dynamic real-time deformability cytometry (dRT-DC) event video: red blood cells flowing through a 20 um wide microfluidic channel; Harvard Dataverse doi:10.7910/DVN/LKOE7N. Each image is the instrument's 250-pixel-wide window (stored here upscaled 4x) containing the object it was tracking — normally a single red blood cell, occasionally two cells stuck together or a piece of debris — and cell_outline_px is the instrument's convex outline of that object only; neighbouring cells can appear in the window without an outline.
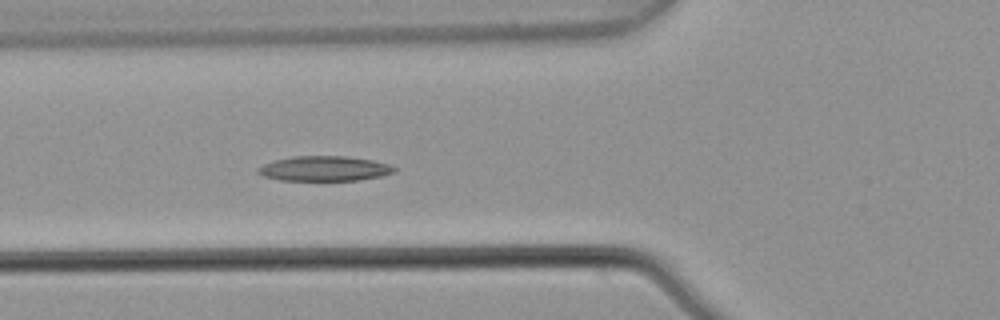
{"species": "common noctule bat (a hibernating species)", "species_latin": "Nyctalus noctula", "temperature_condition": "warm", "stored_images_in_passage": 5, "camera_frame_rate_fps": 3000, "um_per_image_px": 0.085, "animal": {"sex": "male", "body_mass_g": 21.5, "forearm_length_mm": 52.0}, "frame": {"image": 1, "passage_image": 5, "time_ms": 1.333, "image_size_px": [1000, 320], "cell_outline_px": [[396, 172], [380, 176], [360, 180], [280, 180], [264, 176], [256, 172], [256, 168], [272, 160], [292, 156], [348, 156], [372, 160], [388, 164], [396, 168]], "centroid_in_image_um": [27.55, 14.32], "position_along_channel_um": 98.3, "area_um2": 19.88}}